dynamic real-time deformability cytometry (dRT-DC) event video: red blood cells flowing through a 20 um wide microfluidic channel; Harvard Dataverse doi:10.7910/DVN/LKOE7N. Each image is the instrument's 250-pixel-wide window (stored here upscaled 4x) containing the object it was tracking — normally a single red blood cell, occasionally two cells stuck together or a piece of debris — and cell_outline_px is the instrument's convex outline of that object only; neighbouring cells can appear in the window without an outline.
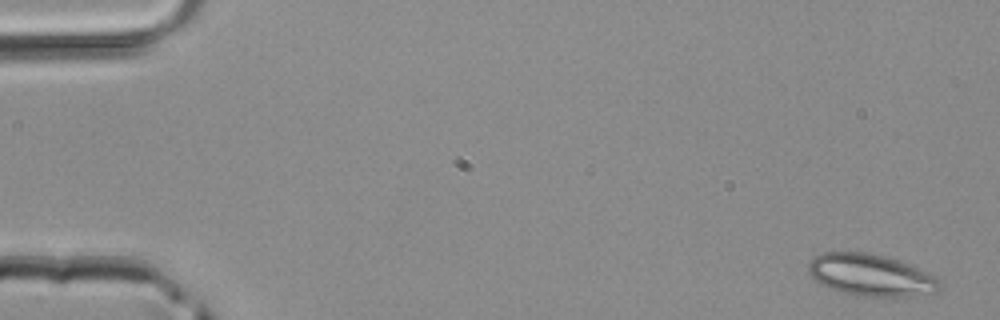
{"species": "common noctule bat (a hibernating species)", "species_latin": "Nyctalus noctula", "temperature_condition": "room temperature", "stored_images_in_passage": 4, "camera_frame_rate_fps": 3000, "um_per_image_px": 0.085, "animal": {"sex": "male", "body_mass_g": 20.4}, "frame": {"image": 1, "passage_image": 1, "time_ms": 0.0, "image_size_px": [1000, 320], "cell_outline_px": [[940, 288], [936, 292], [912, 296], [856, 296], [840, 292], [820, 284], [808, 272], [808, 264], [812, 256], [824, 252], [864, 252], [884, 256], [932, 272], [940, 280]], "centroid_in_image_um": [74.02, 23.38], "position_along_channel_um": 11.0, "area_um2": 32.25}}